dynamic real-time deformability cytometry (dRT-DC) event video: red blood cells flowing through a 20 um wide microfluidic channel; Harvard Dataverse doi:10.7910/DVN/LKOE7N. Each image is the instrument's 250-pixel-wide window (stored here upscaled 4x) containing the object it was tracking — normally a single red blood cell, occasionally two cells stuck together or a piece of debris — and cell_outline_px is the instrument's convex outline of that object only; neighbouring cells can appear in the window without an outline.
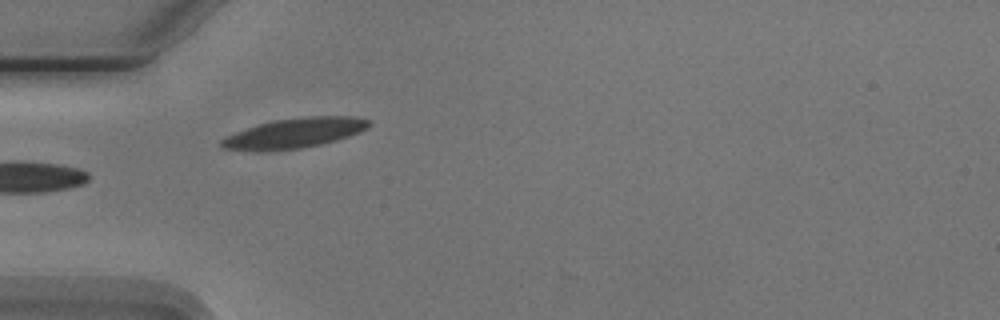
{"species": "Egyptian fruit bat (a non-hibernating species)", "species_latin": "Rousettus aegyptiacus", "temperature_condition": "cold", "stored_images_in_passage": 5, "camera_frame_rate_fps": 3000, "um_per_image_px": 0.085, "animal": {"sex": "male"}, "frame": {"image": 1, "passage_image": 4, "time_ms": 3.667, "image_size_px": [1000, 320], "cell_outline_px": [[372, 124], [360, 132], [348, 136], [320, 144], [300, 148], [220, 148], [220, 140], [236, 132], [260, 124], [276, 120], [300, 116], [352, 116], [368, 120]], "centroid_in_image_um": [25.14, 11.25], "position_along_channel_um": 59.9, "area_um2": 24.45}}
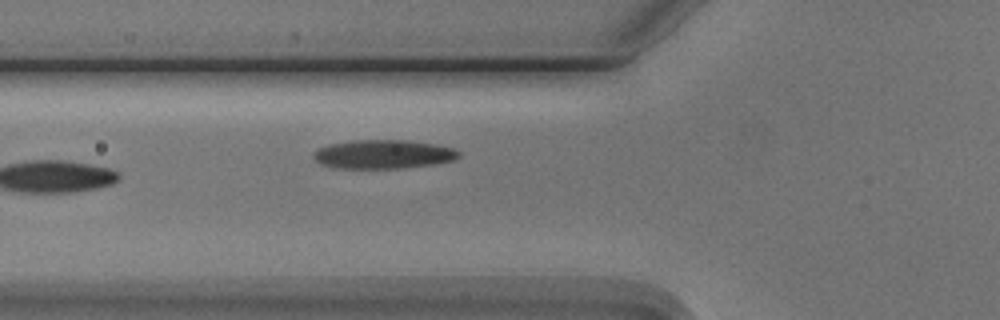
{"frame": {"image": 2, "passage_image": 5, "time_ms": 4.667, "image_size_px": [1000, 320], "cell_outline_px": [[460, 156], [452, 160], [432, 164], [404, 168], [336, 168], [320, 164], [312, 156], [316, 148], [328, 144], [352, 140], [408, 140], [432, 144], [452, 148], [460, 152]], "centroid_in_image_um": [32.51, 13.11], "position_along_channel_um": 93.3, "area_um2": 24.39}}